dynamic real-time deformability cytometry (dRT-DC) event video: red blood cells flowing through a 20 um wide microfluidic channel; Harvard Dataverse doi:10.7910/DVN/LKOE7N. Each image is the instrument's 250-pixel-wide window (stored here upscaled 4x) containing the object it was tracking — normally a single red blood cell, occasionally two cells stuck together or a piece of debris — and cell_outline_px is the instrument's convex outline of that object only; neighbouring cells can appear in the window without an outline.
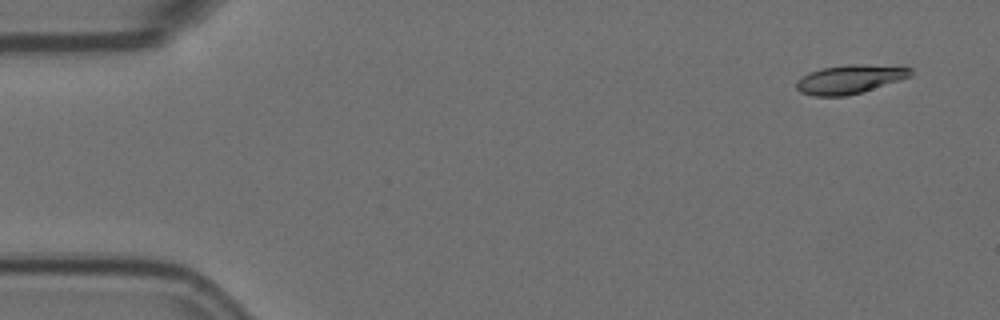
{"species": "Egyptian fruit bat (a non-hibernating species)", "species_latin": "Rousettus aegyptiacus", "temperature_condition": "room temperature", "stored_images_in_passage": 4, "camera_frame_rate_fps": 3000, "um_per_image_px": 0.085, "animal": {"sex": "female"}, "frame": {"image": 1, "passage_image": 1, "time_ms": 0.0, "image_size_px": [1000, 320], "cell_outline_px": [[912, 76], [860, 92], [844, 96], [812, 96], [800, 92], [796, 88], [796, 80], [808, 72], [820, 68], [848, 64], [860, 64], [912, 68]], "centroid_in_image_um": [72.16, 6.73], "position_along_channel_um": 12.8, "area_um2": 19.02}}